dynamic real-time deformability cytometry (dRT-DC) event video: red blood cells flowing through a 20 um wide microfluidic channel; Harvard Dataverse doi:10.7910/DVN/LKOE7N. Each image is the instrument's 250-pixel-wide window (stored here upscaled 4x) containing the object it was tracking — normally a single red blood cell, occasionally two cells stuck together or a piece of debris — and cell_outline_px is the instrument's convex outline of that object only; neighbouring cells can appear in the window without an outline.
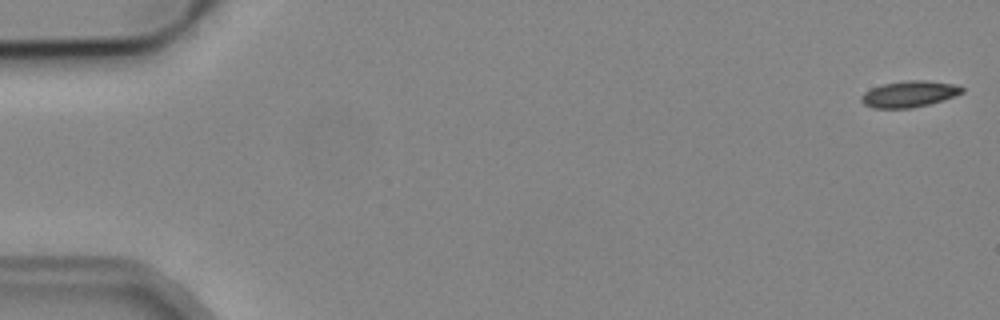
{"species": "common noctule bat (a hibernating species)", "species_latin": "Nyctalus noctula", "temperature_condition": "cold", "stored_images_in_passage": 6, "camera_frame_rate_fps": 3000, "um_per_image_px": 0.085, "animal": {"sex": "male", "body_mass_g": 19.2, "forearm_length_mm": 51.8}, "frame": {"image": 1, "passage_image": 1, "time_ms": 0.0, "image_size_px": [1000, 320], "cell_outline_px": [[964, 92], [928, 104], [912, 108], [872, 108], [864, 104], [860, 100], [860, 96], [864, 92], [872, 88], [884, 84], [908, 80], [928, 80], [956, 84], [964, 88]], "centroid_in_image_um": [77.26, 7.98], "position_along_channel_um": 7.7, "area_um2": 15.32}}
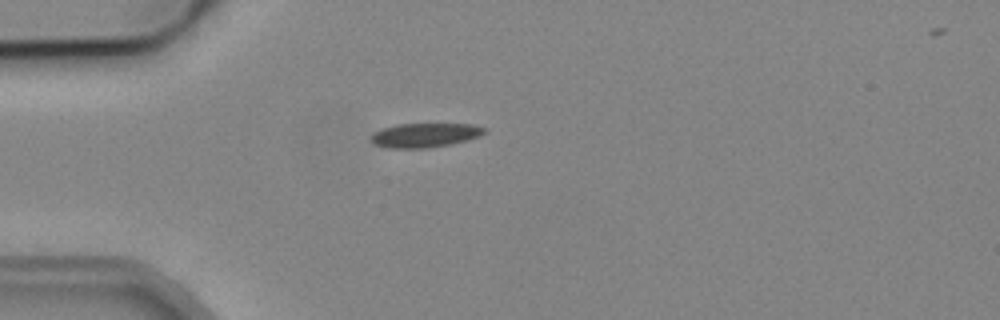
{"frame": {"image": 2, "passage_image": 5, "time_ms": 4.667, "image_size_px": [1000, 320], "cell_outline_px": [[488, 132], [452, 144], [428, 148], [388, 148], [376, 144], [372, 140], [372, 132], [380, 128], [396, 124], [472, 124], [488, 128]], "centroid_in_image_um": [36.11, 11.48], "position_along_channel_um": 48.9, "area_um2": 16.01}}